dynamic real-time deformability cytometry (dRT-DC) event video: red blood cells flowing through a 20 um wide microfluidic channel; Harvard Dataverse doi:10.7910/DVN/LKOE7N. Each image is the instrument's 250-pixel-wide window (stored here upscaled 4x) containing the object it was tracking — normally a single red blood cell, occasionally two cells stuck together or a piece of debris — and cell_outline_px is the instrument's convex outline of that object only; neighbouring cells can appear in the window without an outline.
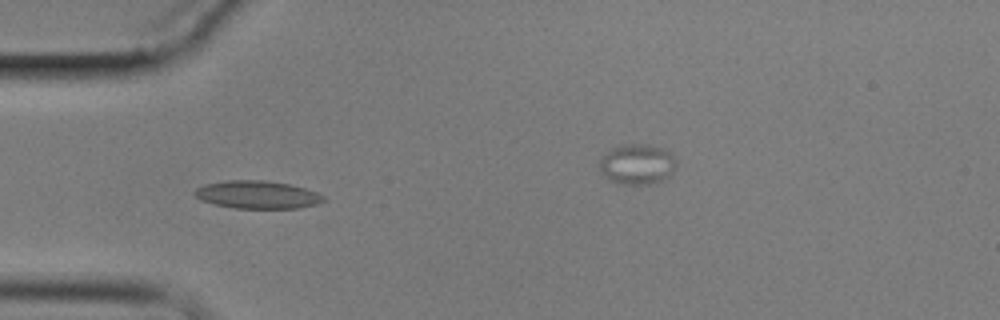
{"species": "common noctule bat (a hibernating species)", "species_latin": "Nyctalus noctula", "temperature_condition": "cold", "stored_images_in_passage": 11, "camera_frame_rate_fps": 3000, "um_per_image_px": 0.085, "animal": {"sex": "male", "body_mass_g": 17.9}, "frame": {"image": 1, "passage_image": 5, "time_ms": 6.0, "image_size_px": [1000, 320], "cell_outline_px": [[328, 200], [316, 204], [296, 208], [236, 208], [216, 204], [204, 200], [196, 196], [192, 192], [196, 188], [204, 184], [228, 180], [264, 180], [288, 184], [304, 188], [316, 192], [324, 196]], "centroid_in_image_um": [21.89, 16.54], "position_along_channel_um": 63.1, "area_um2": 20.69}}
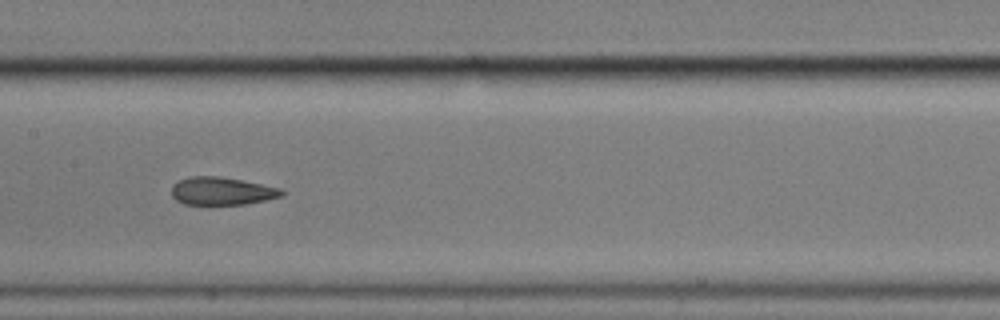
{"frame": {"image": 2, "passage_image": 8, "time_ms": 9.667, "image_size_px": [1000, 320], "cell_outline_px": [[284, 192], [280, 196], [264, 200], [244, 204], [184, 204], [176, 200], [172, 196], [172, 184], [188, 176], [220, 176], [280, 188]], "centroid_in_image_um": [18.79, 16.23], "position_along_channel_um": 188.6, "area_um2": 17.63}}
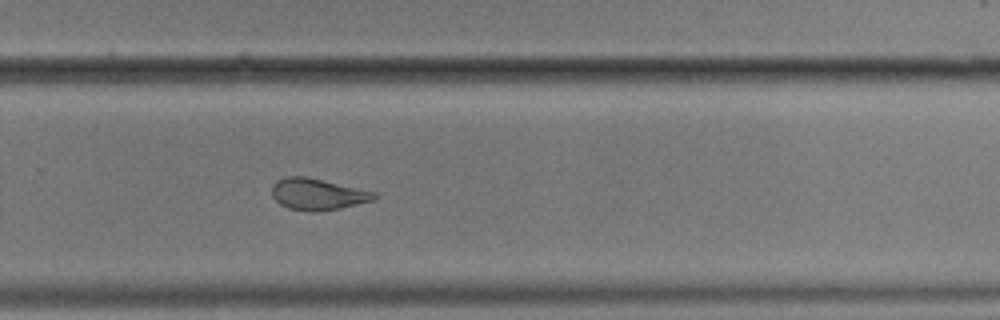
{"frame": {"image": 3, "passage_image": 11, "time_ms": 13.0, "image_size_px": [1000, 320], "cell_outline_px": [[380, 196], [376, 200], [340, 208], [316, 212], [312, 212], [288, 208], [280, 204], [272, 196], [272, 184], [276, 180], [284, 176], [304, 176], [376, 192]], "centroid_in_image_um": [27.01, 16.51], "position_along_channel_um": 302.8, "area_um2": 18.9}}